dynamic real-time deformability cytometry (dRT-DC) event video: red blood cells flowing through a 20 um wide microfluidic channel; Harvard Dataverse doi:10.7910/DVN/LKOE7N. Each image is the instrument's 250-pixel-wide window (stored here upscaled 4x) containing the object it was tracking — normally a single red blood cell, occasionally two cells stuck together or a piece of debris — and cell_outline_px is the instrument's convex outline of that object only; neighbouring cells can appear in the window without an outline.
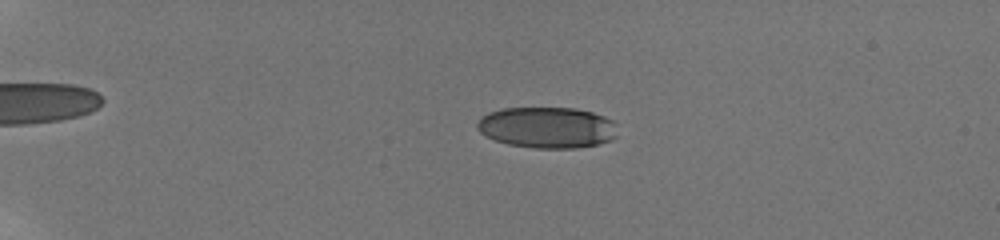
{"species": "human", "species_latin": "Homo sapiens", "temperature_condition": "room temperature", "stored_images_in_passage": 52, "camera_frame_rate_fps": 3000, "um_per_image_px": 0.085, "donor": {"sex": "male"}, "frame": {"image": 1, "passage_image": 3, "time_ms": 1.333, "image_size_px": [1000, 240], "cell_outline_px": [[616, 136], [612, 140], [596, 144], [576, 148], [536, 148], [508, 144], [484, 136], [476, 128], [476, 120], [480, 116], [488, 112], [504, 108], [576, 108], [592, 112], [604, 116], [612, 120], [616, 124]], "centroid_in_image_um": [46.47, 10.83], "position_along_channel_um": 38.5, "area_um2": 33.87}}
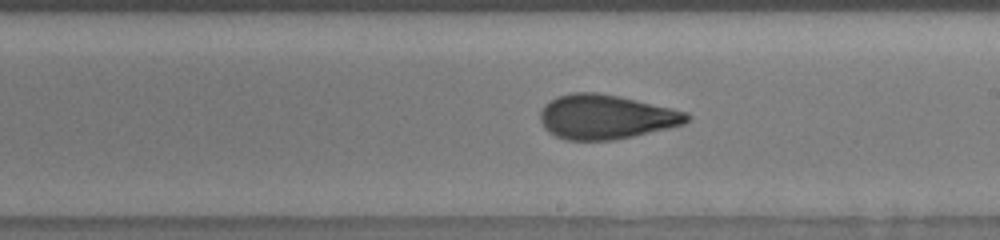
{"frame": {"image": 2, "passage_image": 34, "time_ms": 8.667, "image_size_px": [1000, 240], "cell_outline_px": [[692, 116], [684, 124], [668, 128], [632, 136], [612, 140], [564, 140], [548, 132], [544, 128], [540, 120], [540, 112], [544, 104], [548, 100], [556, 96], [572, 92], [596, 92], [620, 96], [672, 108], [688, 112]], "centroid_in_image_um": [51.47, 9.92], "position_along_channel_um": 237.5, "area_um2": 38.21}}
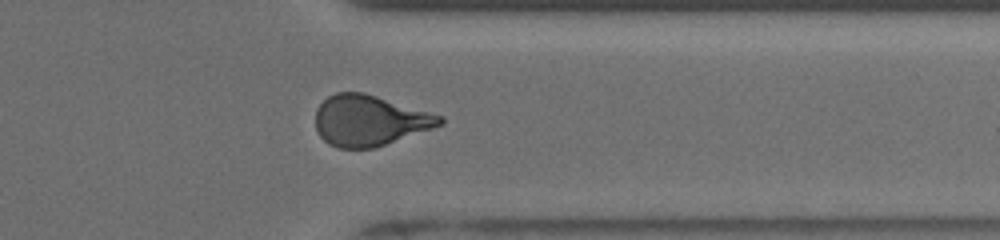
{"frame": {"image": 3, "passage_image": 47, "time_ms": 12.333, "image_size_px": [1000, 240], "cell_outline_px": [[444, 124], [372, 148], [336, 148], [328, 144], [320, 136], [316, 128], [316, 108], [328, 96], [336, 92], [364, 92], [444, 116]], "centroid_in_image_um": [31.39, 10.23], "position_along_channel_um": 380.0, "area_um2": 36.59}, "authors_computed_cell_mechanics": {"area_um2": 37.3966, "velocity_mm_per_s": 3.8914, "shape_relaxation_time_tau1_ms": 8.2136, "shape_relaxation_time_tau2_ms": 1.2194, "deformation_change_tau1": 0.2623, "deformation_change_tau2": 0.0905}}